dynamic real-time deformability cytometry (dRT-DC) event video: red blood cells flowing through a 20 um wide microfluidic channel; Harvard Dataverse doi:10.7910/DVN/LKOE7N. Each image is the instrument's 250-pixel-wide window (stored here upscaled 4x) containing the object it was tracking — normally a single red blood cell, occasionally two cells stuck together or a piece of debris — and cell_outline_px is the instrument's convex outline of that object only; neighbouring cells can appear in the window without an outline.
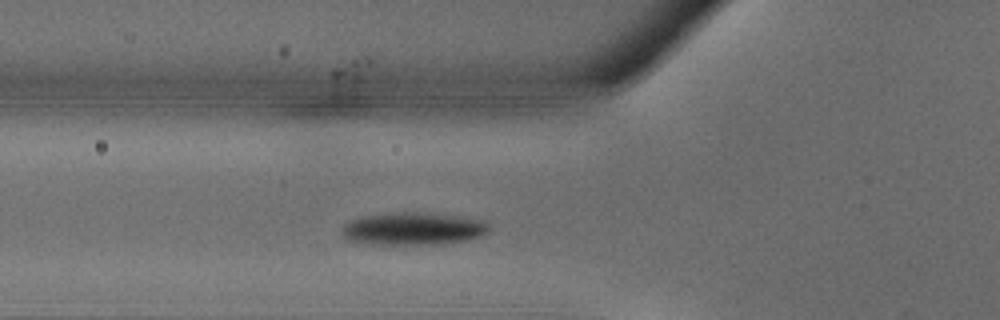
{"species": "common noctule bat (a hibernating species)", "species_latin": "Nyctalus noctula", "temperature_condition": "warm", "stored_images_in_passage": 30, "segment_of_instrument_passage": [1, 2], "camera_frame_rate_fps": 3000, "um_per_image_px": 0.085, "animal": {"sex": "male", "body_mass_g": 18.8}, "frame": {"image": 1, "passage_image": 6, "time_ms": 1.667, "image_size_px": [1000, 320], "cell_outline_px": [[492, 228], [484, 236], [468, 240], [444, 244], [372, 244], [348, 240], [344, 236], [344, 224], [348, 220], [364, 216], [392, 212], [416, 212], [464, 216], [484, 220]], "centroid_in_image_um": [35.21, 19.43], "position_along_channel_um": 90.6, "area_um2": 28.32}}
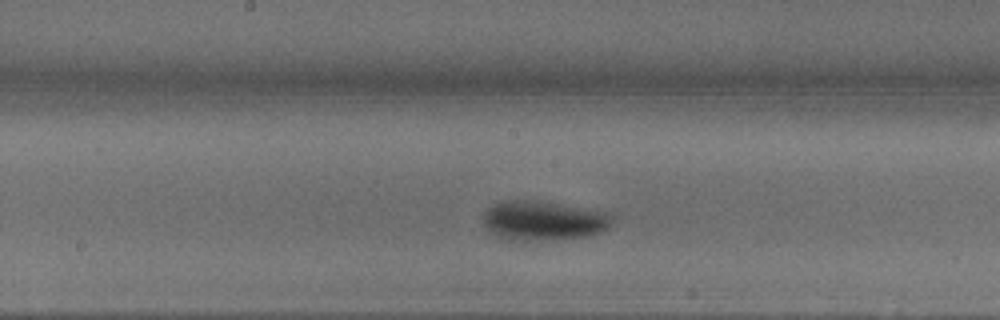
{"frame": {"image": 2, "passage_image": 12, "time_ms": 3.667, "image_size_px": [1000, 320], "cell_outline_px": [[612, 220], [608, 228], [592, 236], [548, 240], [504, 240], [488, 232], [484, 228], [484, 212], [492, 204], [504, 200], [540, 200], [608, 212], [612, 216]], "centroid_in_image_um": [46.15, 18.75], "position_along_channel_um": 202.0, "area_um2": 30.23}}
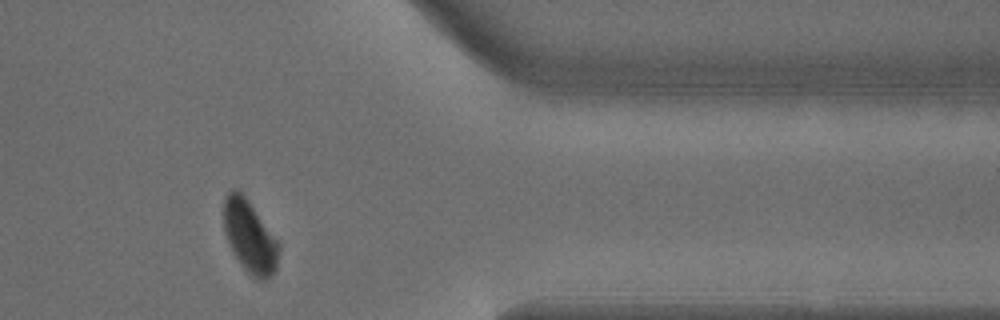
{"frame": {"image": 3, "passage_image": 23, "time_ms": 7.333, "image_size_px": [1000, 320], "cell_outline_px": [[280, 248], [276, 268], [272, 276], [264, 280], [260, 280], [252, 276], [240, 264], [232, 252], [228, 244], [224, 232], [224, 196], [232, 188], [236, 188], [248, 200], [280, 244]], "centroid_in_image_um": [21.21, 20.12], "position_along_channel_um": 390.2, "area_um2": 23.24}}